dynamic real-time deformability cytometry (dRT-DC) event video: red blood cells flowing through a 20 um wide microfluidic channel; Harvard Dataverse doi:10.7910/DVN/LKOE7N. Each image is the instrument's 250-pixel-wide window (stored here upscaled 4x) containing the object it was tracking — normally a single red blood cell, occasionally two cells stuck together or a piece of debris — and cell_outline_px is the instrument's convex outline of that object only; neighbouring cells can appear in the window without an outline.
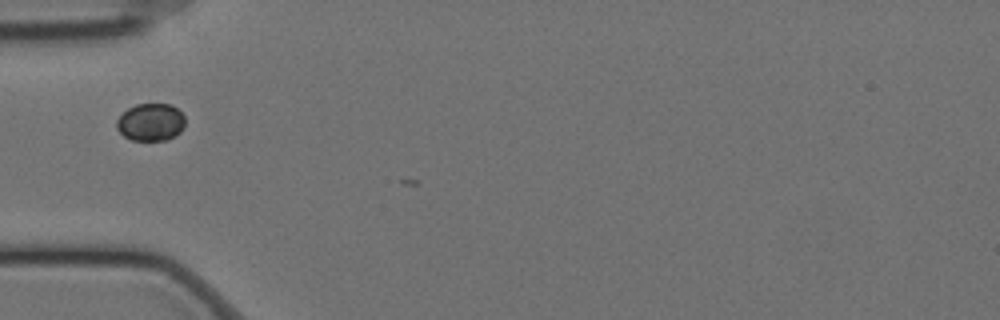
{"species": "Egyptian fruit bat (a non-hibernating species)", "species_latin": "Rousettus aegyptiacus", "temperature_condition": "cold", "stored_images_in_passage": 3, "camera_frame_rate_fps": 3000, "um_per_image_px": 0.085, "animal": {"sex": "female"}, "frame": {"image": 1, "passage_image": 1, "time_ms": 0.0, "image_size_px": [1000, 320], "cell_outline_px": [[184, 128], [176, 136], [168, 140], [132, 140], [124, 136], [116, 128], [116, 120], [128, 108], [136, 104], [172, 104], [184, 116]], "centroid_in_image_um": [12.82, 10.39], "position_along_channel_um": 72.2, "area_um2": 15.03}}